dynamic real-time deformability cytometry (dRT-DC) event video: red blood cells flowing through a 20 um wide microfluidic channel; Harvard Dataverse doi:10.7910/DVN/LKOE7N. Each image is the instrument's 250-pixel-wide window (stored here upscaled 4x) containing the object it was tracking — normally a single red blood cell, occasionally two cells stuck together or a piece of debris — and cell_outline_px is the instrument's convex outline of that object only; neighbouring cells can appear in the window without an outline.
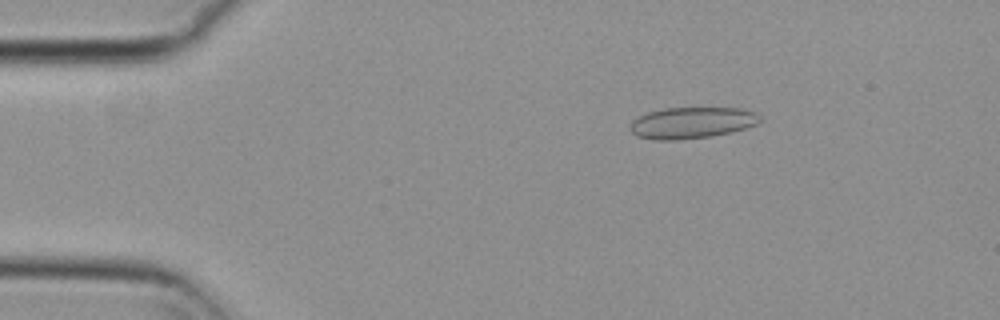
{"species": "common noctule bat (a hibernating species)", "species_latin": "Nyctalus noctula", "temperature_condition": "cold", "stored_images_in_passage": 55, "camera_frame_rate_fps": 3000, "um_per_image_px": 0.085, "animal": {"sex": "female", "body_mass_g": 29.2, "forearm_length_mm": 56.3}, "frame": {"image": 1, "passage_image": 9, "time_ms": 2.667, "image_size_px": [1000, 320], "cell_outline_px": [[760, 120], [756, 124], [744, 128], [712, 136], [680, 140], [652, 140], [636, 136], [628, 128], [632, 120], [636, 116], [648, 112], [664, 108], [740, 108], [756, 112], [760, 116]], "centroid_in_image_um": [58.73, 10.44], "position_along_channel_um": 26.3, "area_um2": 23.87}}
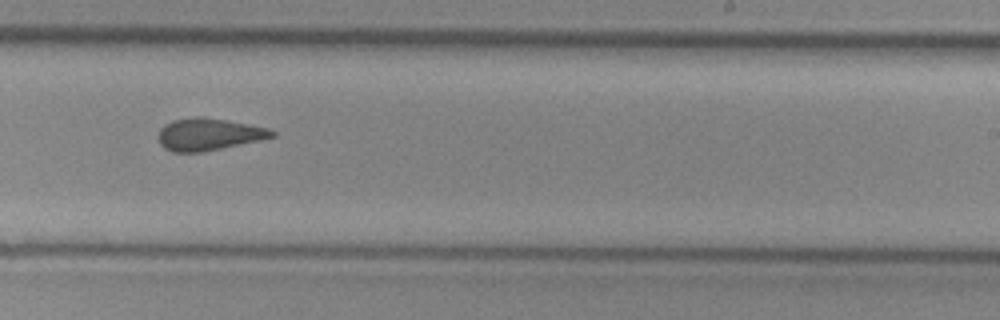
{"frame": {"image": 2, "passage_image": 34, "time_ms": 11.0, "image_size_px": [1000, 320], "cell_outline_px": [[276, 136], [260, 140], [200, 152], [172, 152], [164, 148], [160, 144], [160, 128], [164, 124], [172, 120], [200, 116], [248, 124], [268, 128], [276, 132]], "centroid_in_image_um": [17.73, 11.41], "position_along_channel_um": 271.3, "area_um2": 20.98}}
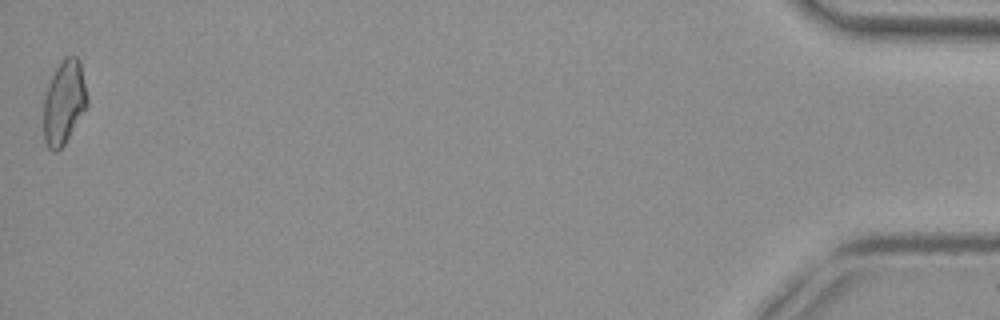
{"frame": {"image": 3, "passage_image": 55, "time_ms": 18.0, "image_size_px": [1000, 320], "cell_outline_px": [[88, 104], [64, 144], [56, 152], [52, 152], [48, 148], [44, 140], [44, 96], [48, 84], [56, 68], [64, 56], [76, 56], [80, 60], [88, 100]], "centroid_in_image_um": [5.43, 8.68], "position_along_channel_um": 429.8, "area_um2": 21.21}, "authors_computed_cell_mechanics": {"area_um2": 21.5016, "velocity_mm_per_s": 3.723, "shape_relaxation_time_tau1_ms": null, "shape_relaxation_time_tau2_ms": 2.4028, "deformation_change_tau1": null, "deformation_change_tau2": 0.1133}}